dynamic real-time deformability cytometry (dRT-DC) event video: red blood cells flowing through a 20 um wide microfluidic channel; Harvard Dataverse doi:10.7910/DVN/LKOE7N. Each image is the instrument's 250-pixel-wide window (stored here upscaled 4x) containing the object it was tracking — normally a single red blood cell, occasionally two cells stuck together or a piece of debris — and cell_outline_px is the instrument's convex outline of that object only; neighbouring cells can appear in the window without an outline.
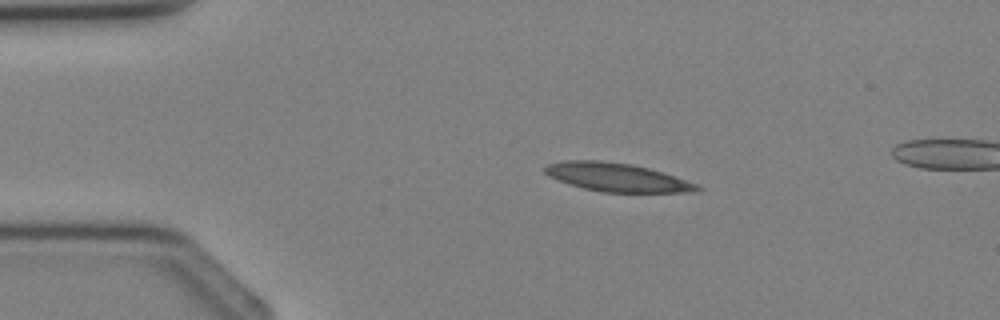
{"species": "Egyptian fruit bat (a non-hibernating species)", "species_latin": "Rousettus aegyptiacus", "temperature_condition": "cold", "stored_images_in_passage": 3, "camera_frame_rate_fps": 3000, "um_per_image_px": 0.085, "animal": {"sex": "female"}, "frame": {"image": 1, "passage_image": 3, "time_ms": 3.333, "image_size_px": [1000, 320], "cell_outline_px": [[704, 188], [692, 192], [600, 192], [584, 188], [548, 176], [544, 172], [544, 168], [548, 164], [568, 160], [600, 160], [632, 164], [648, 168], [696, 184]], "centroid_in_image_um": [52.41, 15.07], "position_along_channel_um": 32.6, "area_um2": 24.8}}